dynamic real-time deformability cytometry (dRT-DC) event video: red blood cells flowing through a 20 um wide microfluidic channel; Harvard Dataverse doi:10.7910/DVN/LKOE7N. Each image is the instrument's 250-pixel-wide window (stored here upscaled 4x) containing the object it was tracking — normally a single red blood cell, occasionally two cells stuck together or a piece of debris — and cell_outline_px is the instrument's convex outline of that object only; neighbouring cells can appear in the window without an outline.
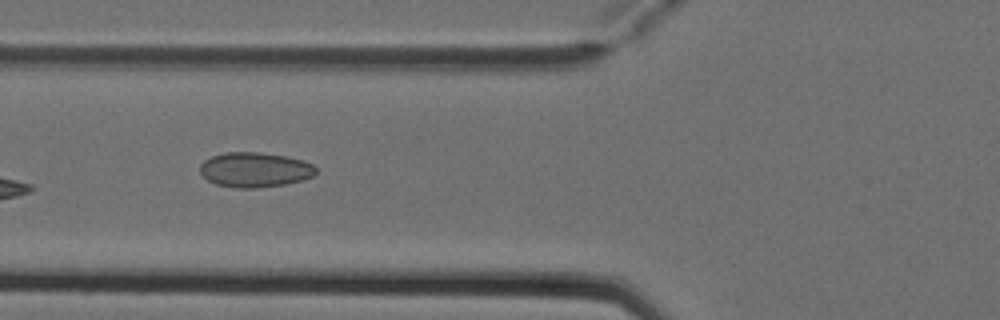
{"species": "Egyptian fruit bat (a non-hibernating species)", "species_latin": "Rousettus aegyptiacus", "temperature_condition": "cold", "stored_images_in_passage": 8, "camera_frame_rate_fps": 3000, "um_per_image_px": 0.085, "animal": {"sex": "female"}, "frame": {"image": 1, "passage_image": 5, "time_ms": 1.333, "image_size_px": [1000, 320], "cell_outline_px": [[316, 172], [312, 176], [304, 180], [284, 184], [256, 188], [236, 188], [216, 184], [208, 180], [200, 172], [200, 164], [204, 160], [212, 156], [224, 152], [260, 152], [284, 156], [304, 160], [312, 164], [316, 168]], "centroid_in_image_um": [21.66, 14.42], "position_along_channel_um": 104.1, "area_um2": 23.58}}
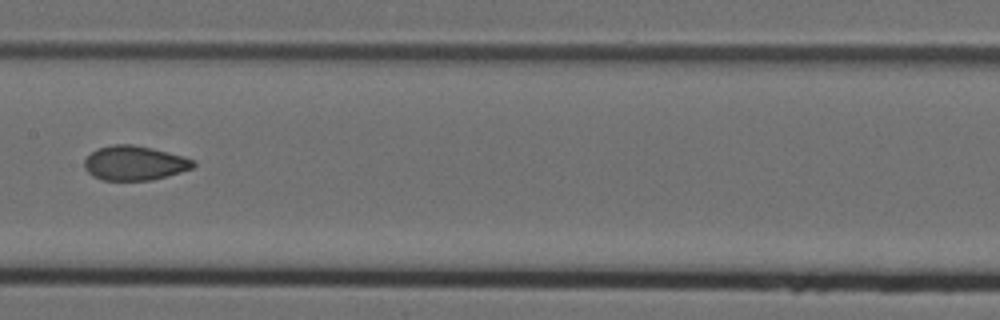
{"frame": {"image": 2, "passage_image": 7, "time_ms": 2.0, "image_size_px": [1000, 320], "cell_outline_px": [[196, 164], [192, 168], [180, 172], [152, 180], [104, 180], [92, 176], [84, 168], [84, 160], [96, 148], [112, 144], [132, 144], [152, 148], [184, 156], [196, 160]], "centroid_in_image_um": [11.43, 13.85], "position_along_channel_um": 196.0, "area_um2": 21.96}}
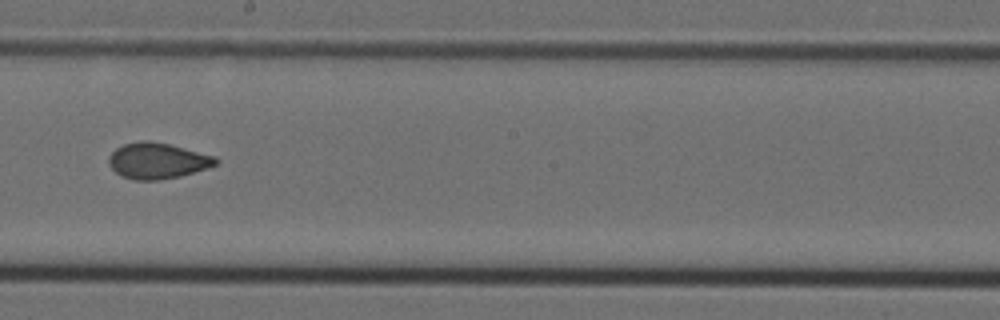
{"frame": {"image": 3, "passage_image": 8, "time_ms": 2.333, "image_size_px": [1000, 320], "cell_outline_px": [[220, 160], [216, 164], [208, 168], [180, 176], [160, 180], [132, 180], [120, 176], [108, 164], [108, 156], [116, 148], [124, 144], [140, 140], [148, 140], [168, 144], [216, 156]], "centroid_in_image_um": [13.37, 13.67], "position_along_channel_um": 234.8, "area_um2": 22.54}}